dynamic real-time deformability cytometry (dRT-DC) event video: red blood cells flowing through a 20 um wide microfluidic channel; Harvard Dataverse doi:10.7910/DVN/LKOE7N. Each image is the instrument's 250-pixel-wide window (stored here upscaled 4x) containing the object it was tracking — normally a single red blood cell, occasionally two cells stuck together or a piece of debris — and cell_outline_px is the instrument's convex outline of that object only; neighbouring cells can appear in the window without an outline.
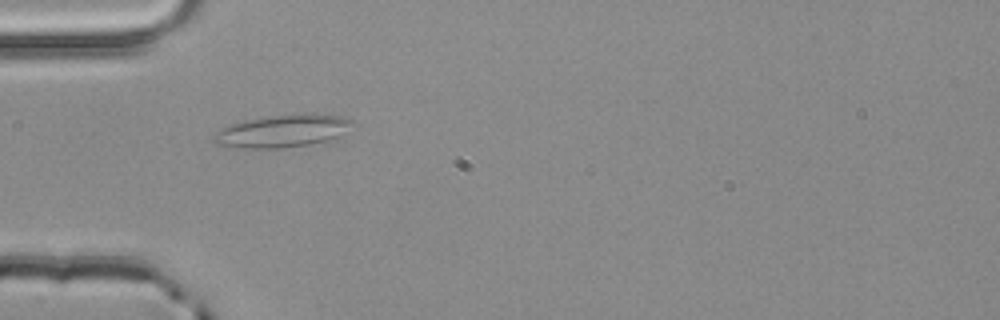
{"species": "common noctule bat (a hibernating species)", "species_latin": "Nyctalus noctula", "temperature_condition": "room temperature", "stored_images_in_passage": 3, "camera_frame_rate_fps": 3000, "um_per_image_px": 0.085, "animal": {"sex": "male", "body_mass_g": 20.4}, "frame": {"image": 1, "passage_image": 3, "time_ms": 0.667, "image_size_px": [1000, 320], "cell_outline_px": [[356, 124], [340, 136], [328, 140], [308, 144], [276, 148], [244, 148], [216, 144], [212, 140], [212, 136], [216, 132], [232, 124], [244, 120], [268, 116], [304, 112], [316, 112], [340, 116], [352, 120]], "centroid_in_image_um": [24.08, 11.1], "position_along_channel_um": 60.9, "area_um2": 26.53}}